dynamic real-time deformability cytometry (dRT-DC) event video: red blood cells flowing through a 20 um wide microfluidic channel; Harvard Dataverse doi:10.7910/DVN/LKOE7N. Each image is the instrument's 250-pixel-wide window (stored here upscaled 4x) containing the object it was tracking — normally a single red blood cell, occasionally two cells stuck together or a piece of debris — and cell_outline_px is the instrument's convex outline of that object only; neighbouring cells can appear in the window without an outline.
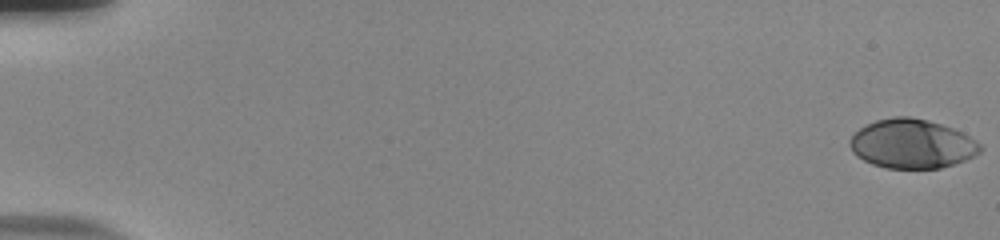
{"species": "human", "species_latin": "Homo sapiens", "temperature_condition": "room temperature", "stored_images_in_passage": 56, "camera_frame_rate_fps": 3000, "um_per_image_px": 0.085, "donor": {"sex": "male"}, "frame": {"image": 1, "passage_image": 1, "time_ms": 0.0, "image_size_px": [1000, 240], "cell_outline_px": [[984, 148], [980, 152], [964, 160], [940, 168], [884, 168], [872, 164], [856, 156], [852, 152], [848, 144], [848, 140], [864, 124], [876, 120], [892, 116], [908, 116], [928, 120], [952, 128], [976, 140]], "centroid_in_image_um": [77.47, 12.22], "position_along_channel_um": 7.5, "area_um2": 37.4}}
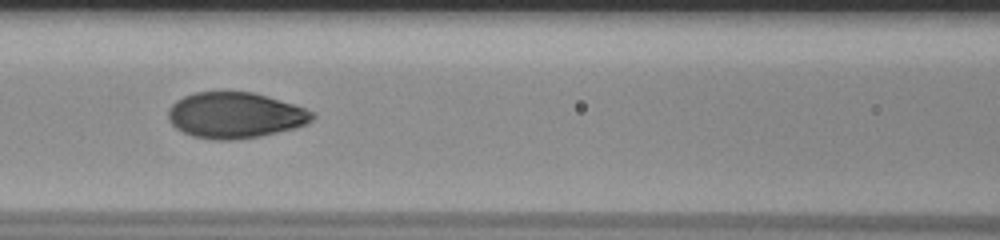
{"frame": {"image": 2, "passage_image": 27, "time_ms": 8.667, "image_size_px": [1000, 240], "cell_outline_px": [[316, 116], [308, 124], [296, 128], [260, 136], [236, 140], [212, 140], [192, 136], [176, 128], [168, 120], [168, 108], [176, 100], [184, 96], [196, 92], [252, 92], [292, 104], [316, 112]], "centroid_in_image_um": [19.99, 9.81], "position_along_channel_um": 146.6, "area_um2": 38.67}}
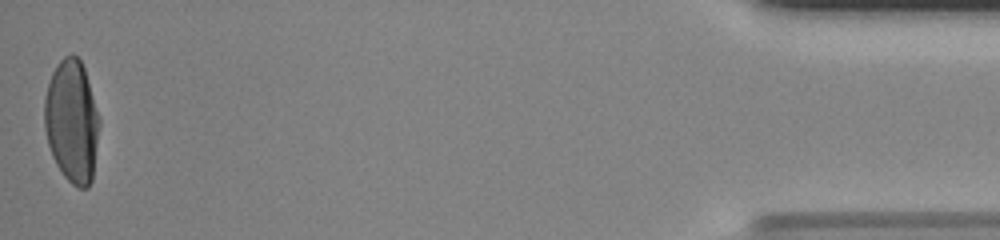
{"frame": {"image": 3, "passage_image": 56, "time_ms": 18.333, "image_size_px": [1000, 240], "cell_outline_px": [[100, 124], [92, 180], [88, 188], [76, 188], [64, 176], [56, 164], [52, 156], [48, 144], [44, 128], [44, 96], [52, 72], [56, 64], [64, 56], [72, 52], [80, 60], [84, 68], [100, 116]], "centroid_in_image_um": [6.11, 10.3], "position_along_channel_um": 429.1, "area_um2": 39.77}, "authors_computed_cell_mechanics": {"area_um2": 38.3503, "velocity_mm_per_s": 3.7759, "shape_relaxation_time_tau1_ms": 4.0182, "shape_relaxation_time_tau2_ms": null, "deformation_change_tau1": 0.2137, "deformation_change_tau2": null}}